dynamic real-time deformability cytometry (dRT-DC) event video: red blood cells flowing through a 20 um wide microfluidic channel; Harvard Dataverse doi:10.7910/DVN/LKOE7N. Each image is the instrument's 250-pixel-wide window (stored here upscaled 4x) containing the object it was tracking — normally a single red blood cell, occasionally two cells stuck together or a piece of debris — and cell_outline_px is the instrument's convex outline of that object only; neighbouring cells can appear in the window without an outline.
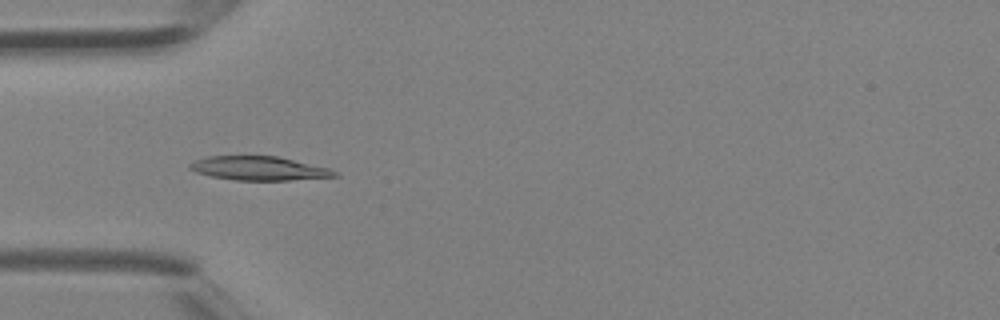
{"species": "Egyptian fruit bat (a non-hibernating species)", "species_latin": "Rousettus aegyptiacus", "temperature_condition": "room temperature", "stored_images_in_passage": 5, "camera_frame_rate_fps": 3000, "um_per_image_px": 0.085, "animal": {"sex": "female"}, "frame": {"image": 1, "passage_image": 5, "time_ms": 1.333, "image_size_px": [1000, 320], "cell_outline_px": [[340, 176], [288, 180], [236, 180], [212, 176], [196, 172], [188, 168], [188, 164], [196, 160], [208, 156], [276, 156], [328, 168], [340, 172]], "centroid_in_image_um": [22.02, 14.31], "position_along_channel_um": 63.0, "area_um2": 20.0}}